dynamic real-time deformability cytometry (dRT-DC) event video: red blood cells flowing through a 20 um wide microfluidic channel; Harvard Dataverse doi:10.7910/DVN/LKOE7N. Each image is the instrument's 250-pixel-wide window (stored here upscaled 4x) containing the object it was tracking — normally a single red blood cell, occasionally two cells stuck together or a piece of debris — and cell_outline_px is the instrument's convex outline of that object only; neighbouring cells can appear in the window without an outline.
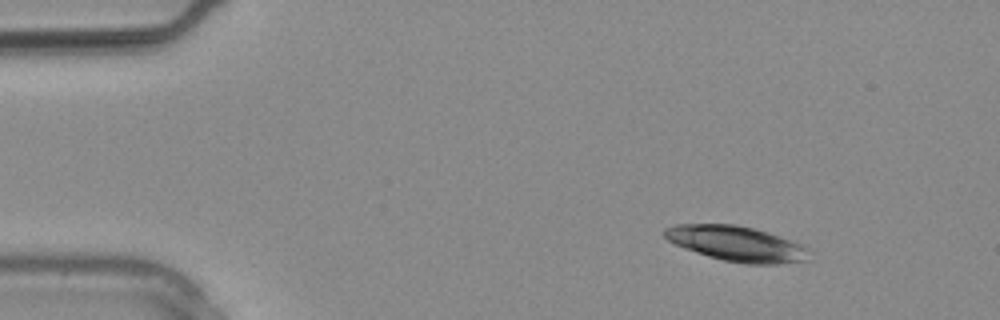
{"species": "common noctule bat (a hibernating species)", "species_latin": "Nyctalus noctula", "temperature_condition": "warm", "stored_images_in_passage": 15, "camera_frame_rate_fps": 3000, "um_per_image_px": 0.085, "animal": {"sex": "male", "body_mass_g": 20.4}, "frame": {"image": 1, "passage_image": 3, "time_ms": 0.667, "image_size_px": [1000, 320], "cell_outline_px": [[808, 248], [804, 260], [776, 264], [748, 264], [724, 260], [708, 256], [684, 248], [668, 240], [664, 236], [664, 228], [676, 224], [736, 224], [756, 228], [768, 232], [800, 244]], "centroid_in_image_um": [62.55, 20.69], "position_along_channel_um": 22.5, "area_um2": 29.25}}